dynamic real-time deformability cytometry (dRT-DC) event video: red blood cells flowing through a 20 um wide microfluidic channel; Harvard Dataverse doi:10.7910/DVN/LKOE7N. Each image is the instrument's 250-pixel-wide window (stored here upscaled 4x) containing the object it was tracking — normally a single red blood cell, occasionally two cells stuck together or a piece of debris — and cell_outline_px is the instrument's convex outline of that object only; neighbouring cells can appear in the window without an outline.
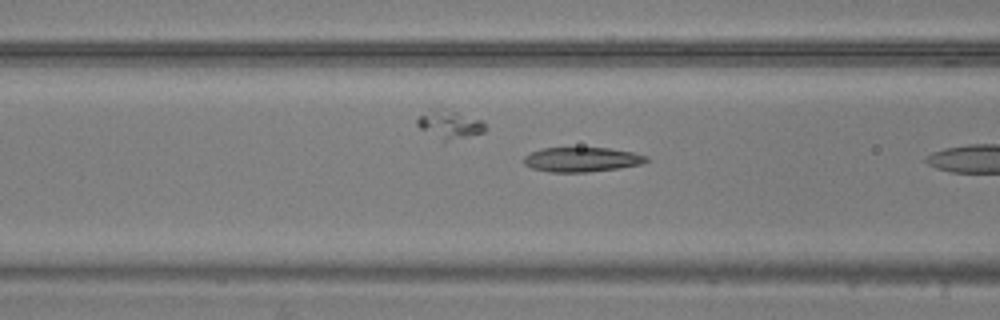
{"species": "common noctule bat (a hibernating species)", "species_latin": "Nyctalus noctula", "temperature_condition": "warm", "stored_images_in_passage": 10, "camera_frame_rate_fps": 3000, "um_per_image_px": 0.085, "animal": {"sex": "male", "body_mass_g": 20.5, "forearm_length_mm": 52.5}, "frame": {"image": 1, "passage_image": 6, "time_ms": 1.667, "image_size_px": [1000, 320], "cell_outline_px": [[652, 160], [640, 164], [620, 168], [588, 172], [548, 172], [532, 168], [524, 164], [524, 156], [540, 148], [608, 148], [632, 152], [648, 156]], "centroid_in_image_um": [49.47, 13.56], "position_along_channel_um": 117.1, "area_um2": 17.63}}